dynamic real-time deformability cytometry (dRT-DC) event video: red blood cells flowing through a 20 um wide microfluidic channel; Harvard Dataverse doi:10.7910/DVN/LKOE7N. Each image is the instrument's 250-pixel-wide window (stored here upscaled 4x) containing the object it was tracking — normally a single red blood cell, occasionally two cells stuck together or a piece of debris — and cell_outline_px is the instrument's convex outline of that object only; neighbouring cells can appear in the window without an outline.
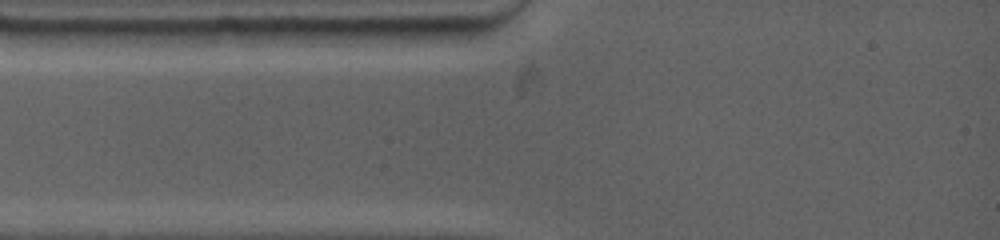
{"species": "common noctule bat (a hibernating species)", "species_latin": "Nyctalus noctula", "temperature_condition": "warm", "stored_images_in_passage": 2, "camera_frame_rate_fps": 4500, "um_per_image_px": 0.085, "animal": {"sex": "female", "body_mass_g": 19.0, "forearm_length_mm": 53.3}, "frame": {"image": 1, "passage_image": 1, "time_ms": 0.0, "image_size_px": [1000, 240], "cell_outline_px": [[468, 36], [464, 44], [344, 44], [340, 28], [468, 28]], "centroid_in_image_um": [34.38, 3.05], "position_along_channel_um": 50.6, "area_um2": 14.45}}